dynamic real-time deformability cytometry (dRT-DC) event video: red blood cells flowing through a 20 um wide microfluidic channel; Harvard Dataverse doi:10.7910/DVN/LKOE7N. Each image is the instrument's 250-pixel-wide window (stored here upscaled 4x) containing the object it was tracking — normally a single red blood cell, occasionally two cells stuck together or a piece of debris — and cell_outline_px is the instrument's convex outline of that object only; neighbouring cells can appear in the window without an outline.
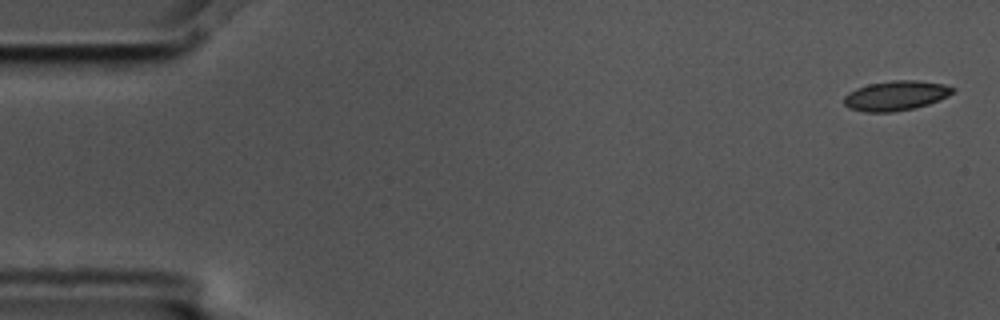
{"species": "common noctule bat (a hibernating species)", "species_latin": "Nyctalus noctula", "temperature_condition": "cold", "stored_images_in_passage": 5, "camera_frame_rate_fps": 3000, "um_per_image_px": 0.085, "animal": {"sex": "male", "body_mass_g": 17.5, "forearm_length_mm": 52.3}, "frame": {"image": 1, "passage_image": 1, "time_ms": 0.0, "image_size_px": [1000, 320], "cell_outline_px": [[956, 88], [948, 96], [940, 100], [916, 108], [892, 112], [864, 112], [848, 108], [844, 104], [844, 96], [848, 92], [856, 88], [868, 84], [892, 80], [916, 80], [944, 84]], "centroid_in_image_um": [76.13, 8.13], "position_along_channel_um": 8.9, "area_um2": 19.02}}
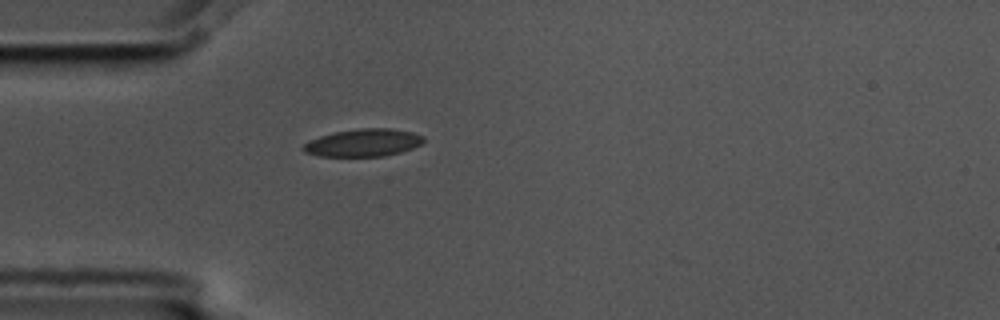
{"frame": {"image": 2, "passage_image": 5, "time_ms": 1.333, "image_size_px": [1000, 320], "cell_outline_px": [[424, 140], [420, 144], [412, 148], [400, 152], [384, 156], [320, 156], [304, 152], [300, 148], [308, 140], [320, 136], [336, 132], [360, 128], [388, 128], [412, 132], [424, 136]], "centroid_in_image_um": [30.85, 12.13], "position_along_channel_um": 54.1, "area_um2": 19.25}}